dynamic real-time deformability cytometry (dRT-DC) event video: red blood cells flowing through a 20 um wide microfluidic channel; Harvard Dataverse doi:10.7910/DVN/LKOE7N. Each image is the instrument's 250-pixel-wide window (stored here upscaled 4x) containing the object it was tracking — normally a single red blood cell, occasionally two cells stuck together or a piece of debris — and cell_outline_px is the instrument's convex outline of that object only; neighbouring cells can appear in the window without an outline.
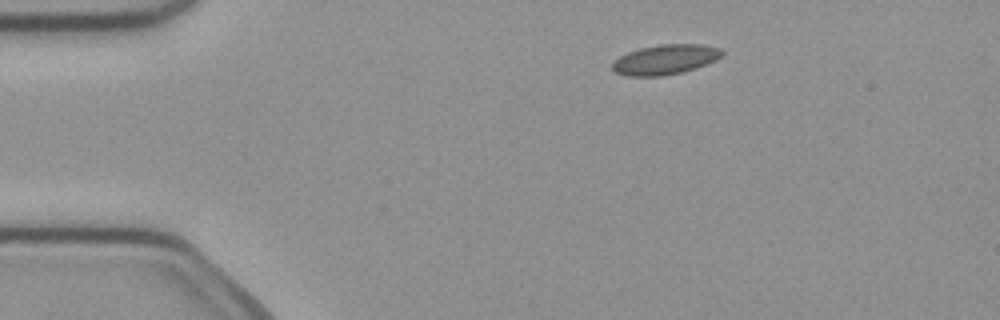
{"species": "common noctule bat (a hibernating species)", "species_latin": "Nyctalus noctula", "temperature_condition": "cold", "stored_images_in_passage": 7, "camera_frame_rate_fps": 3000, "um_per_image_px": 0.085, "animal": {"sex": "female", "body_mass_g": 21.9}, "frame": {"image": 1, "passage_image": 2, "time_ms": 0.333, "image_size_px": [1000, 320], "cell_outline_px": [[724, 52], [716, 60], [696, 68], [680, 72], [660, 76], [628, 76], [616, 72], [612, 68], [612, 64], [620, 56], [628, 52], [640, 48], [660, 44], [700, 44], [720, 48]], "centroid_in_image_um": [56.55, 5.05], "position_along_channel_um": 28.4, "area_um2": 18.9}}
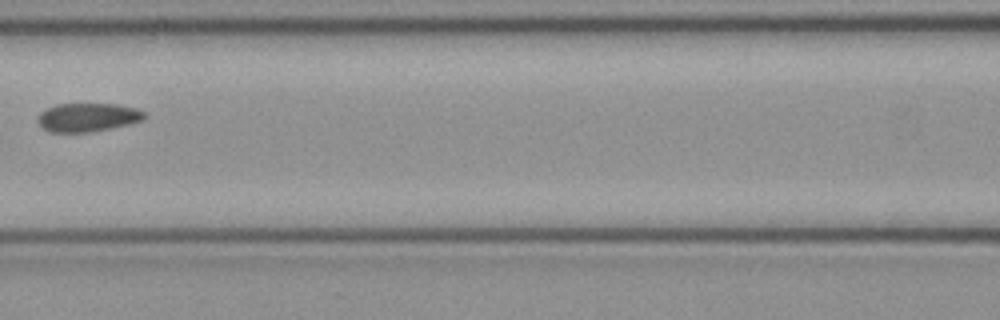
{"frame": {"image": 2, "passage_image": 6, "time_ms": 1.667, "image_size_px": [1000, 320], "cell_outline_px": [[148, 116], [144, 120], [128, 124], [92, 132], [52, 132], [44, 128], [36, 120], [36, 116], [40, 112], [56, 104], [116, 104], [136, 108], [144, 112]], "centroid_in_image_um": [7.46, 9.97], "position_along_channel_um": 159.1, "area_um2": 17.8}}
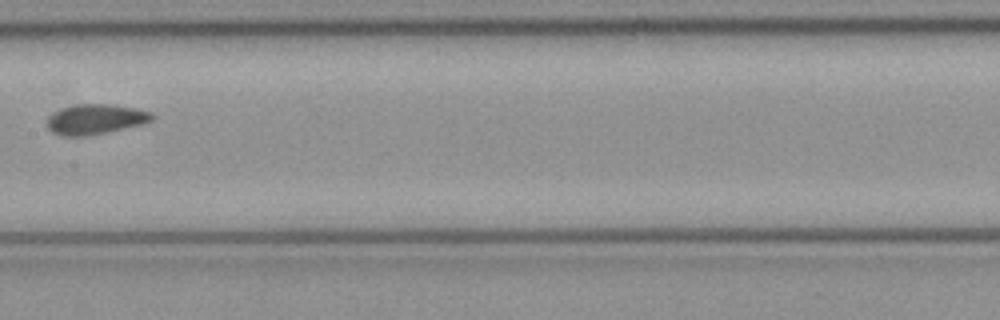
{"frame": {"image": 3, "passage_image": 7, "time_ms": 2.0, "image_size_px": [1000, 320], "cell_outline_px": [[156, 116], [152, 120], [144, 124], [108, 132], [88, 136], [60, 136], [52, 132], [44, 124], [48, 116], [60, 108], [76, 104], [108, 104], [136, 108], [152, 112]], "centroid_in_image_um": [8.09, 10.14], "position_along_channel_um": 199.3, "area_um2": 18.84}}